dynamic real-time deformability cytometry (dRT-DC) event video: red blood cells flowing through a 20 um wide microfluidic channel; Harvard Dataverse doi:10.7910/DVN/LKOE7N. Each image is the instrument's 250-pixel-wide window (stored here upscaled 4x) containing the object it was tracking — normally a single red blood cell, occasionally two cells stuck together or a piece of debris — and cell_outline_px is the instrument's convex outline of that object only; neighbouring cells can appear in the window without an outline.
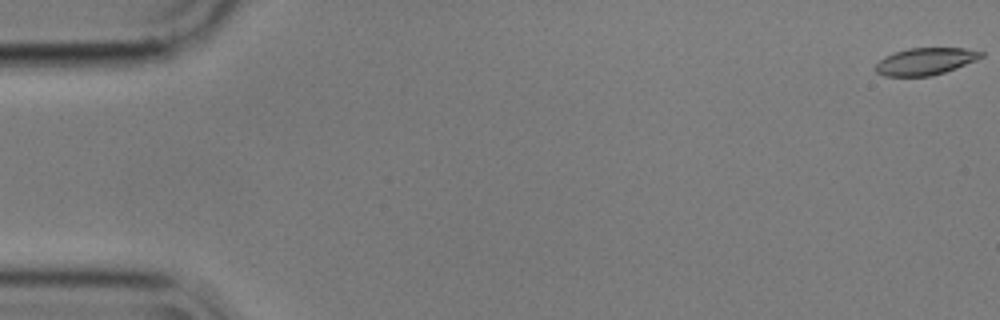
{"species": "common noctule bat (a hibernating species)", "species_latin": "Nyctalus noctula", "temperature_condition": "cold", "stored_images_in_passage": 57, "camera_frame_rate_fps": 3000, "um_per_image_px": 0.085, "animal": {"sex": "male", "body_mass_g": 17.9}, "frame": {"image": 1, "passage_image": 1, "time_ms": 0.0, "image_size_px": [1000, 320], "cell_outline_px": [[984, 56], [976, 60], [956, 68], [932, 76], [884, 76], [876, 72], [872, 68], [884, 56], [892, 52], [908, 48], [964, 48], [984, 52]], "centroid_in_image_um": [78.62, 5.21], "position_along_channel_um": 6.4, "area_um2": 16.82}}
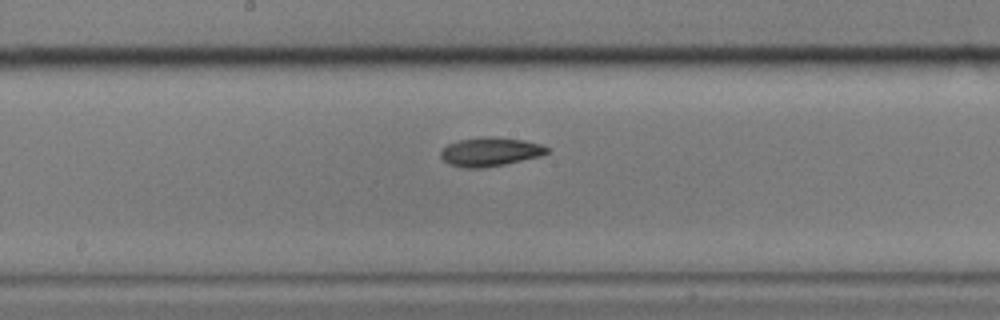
{"frame": {"image": 2, "passage_image": 30, "time_ms": 9.667, "image_size_px": [1000, 320], "cell_outline_px": [[548, 152], [540, 156], [504, 164], [480, 168], [464, 168], [448, 164], [440, 156], [440, 152], [448, 144], [460, 140], [484, 136], [492, 136], [524, 140], [540, 144], [548, 148]], "centroid_in_image_um": [41.64, 12.9], "position_along_channel_um": 206.6, "area_um2": 17.74}}
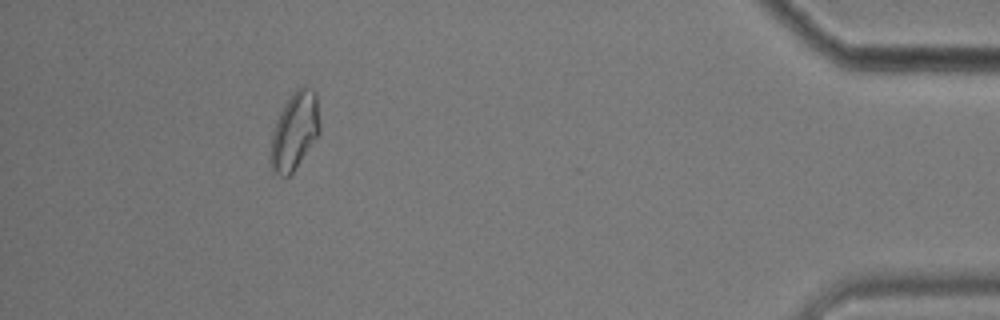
{"frame": {"image": 3, "passage_image": 52, "time_ms": 17.0, "image_size_px": [1000, 320], "cell_outline_px": [[320, 132], [292, 172], [288, 176], [280, 176], [272, 172], [268, 160], [272, 132], [276, 120], [284, 104], [296, 88], [300, 84], [312, 88], [316, 92], [320, 124]], "centroid_in_image_um": [25.01, 11.11], "position_along_channel_um": 410.2, "area_um2": 22.48}, "authors_computed_cell_mechanics": {"area_um2": 18.0914, "velocity_mm_per_s": 3.555, "shape_relaxation_time_tau1_ms": 6.02, "shape_relaxation_time_tau2_ms": 5.1954, "deformation_change_tau1": 0.1413, "deformation_change_tau2": 0.1084}}